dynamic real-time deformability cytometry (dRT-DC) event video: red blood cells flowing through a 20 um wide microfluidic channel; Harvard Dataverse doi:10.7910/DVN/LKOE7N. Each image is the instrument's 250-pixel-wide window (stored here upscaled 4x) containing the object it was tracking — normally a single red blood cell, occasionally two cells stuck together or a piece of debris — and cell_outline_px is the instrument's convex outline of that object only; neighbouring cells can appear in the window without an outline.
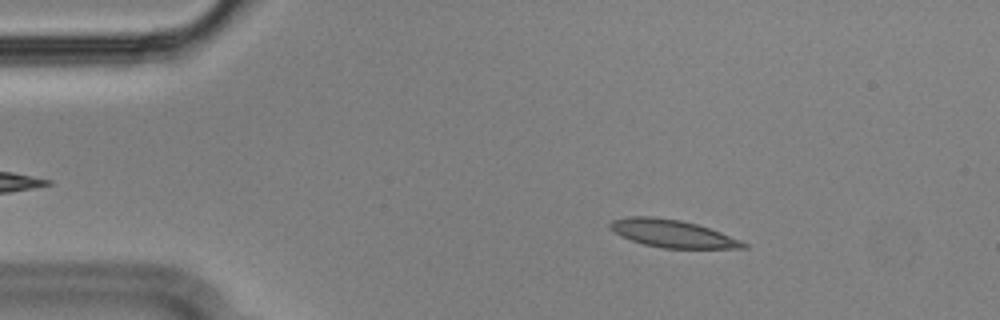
{"species": "Egyptian fruit bat (a non-hibernating species)", "species_latin": "Rousettus aegyptiacus", "temperature_condition": "cold", "stored_images_in_passage": 55, "camera_frame_rate_fps": 3000, "um_per_image_px": 0.085, "animal": {"sex": "male"}, "frame": {"image": 1, "passage_image": 8, "time_ms": 2.333, "image_size_px": [1000, 320], "cell_outline_px": [[748, 248], [664, 248], [644, 244], [632, 240], [608, 228], [608, 224], [612, 220], [628, 216], [652, 216], [680, 220], [696, 224], [720, 232], [740, 240], [748, 244]], "centroid_in_image_um": [57.14, 19.84], "position_along_channel_um": 27.9, "area_um2": 21.15}}
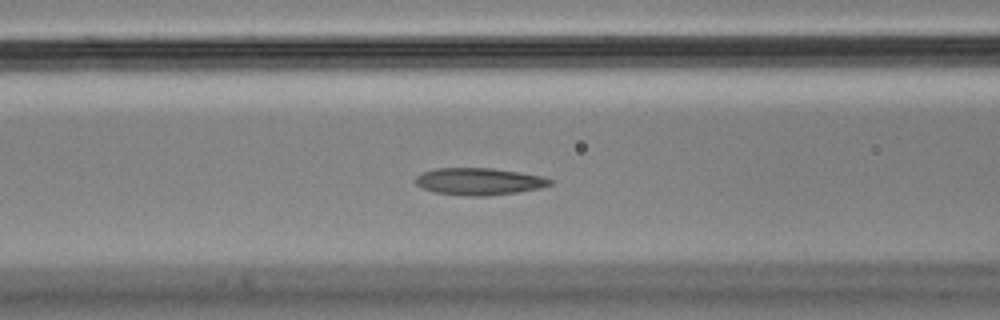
{"frame": {"image": 2, "passage_image": 21, "time_ms": 6.667, "image_size_px": [1000, 320], "cell_outline_px": [[552, 184], [540, 188], [516, 192], [488, 196], [464, 196], [436, 192], [424, 188], [416, 184], [416, 176], [420, 172], [436, 168], [492, 168], [520, 172], [544, 176], [552, 180]], "centroid_in_image_um": [40.73, 15.42], "position_along_channel_um": 125.9, "area_um2": 21.27}}
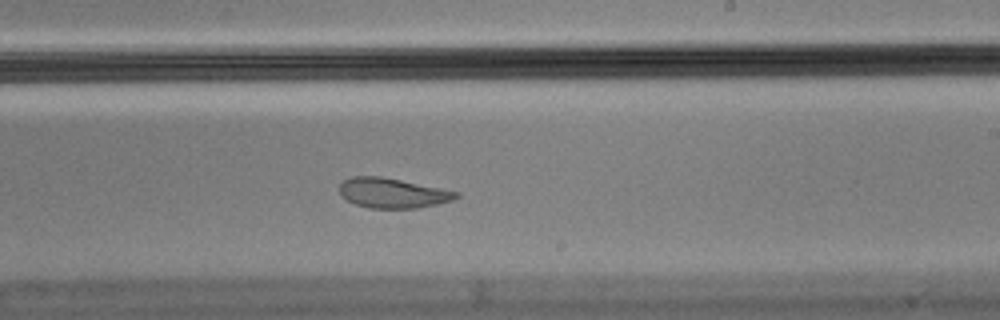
{"frame": {"image": 3, "passage_image": 32, "time_ms": 10.333, "image_size_px": [1000, 320], "cell_outline_px": [[460, 196], [452, 200], [436, 204], [416, 208], [372, 208], [356, 204], [340, 196], [340, 184], [344, 180], [352, 176], [380, 176], [460, 192]], "centroid_in_image_um": [33.36, 16.4], "position_along_channel_um": 255.6, "area_um2": 20.11}, "authors_computed_cell_mechanics": {"area_um2": 21.675, "velocity_mm_per_s": 3.5402, "shape_relaxation_time_tau1_ms": null, "shape_relaxation_time_tau2_ms": 1.5723, "deformation_change_tau1": null, "deformation_change_tau2": 0.0691}}